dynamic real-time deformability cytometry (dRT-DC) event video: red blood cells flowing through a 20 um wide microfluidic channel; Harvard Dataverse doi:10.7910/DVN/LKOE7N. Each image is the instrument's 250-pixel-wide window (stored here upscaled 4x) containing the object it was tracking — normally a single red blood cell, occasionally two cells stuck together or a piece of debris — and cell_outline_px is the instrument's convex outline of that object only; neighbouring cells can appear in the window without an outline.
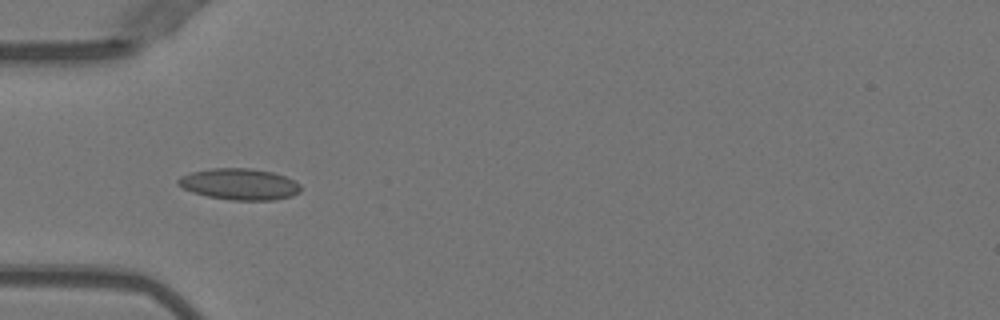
{"species": "Egyptian fruit bat (a non-hibernating species)", "species_latin": "Rousettus aegyptiacus", "temperature_condition": "warm", "stored_images_in_passage": 39, "camera_frame_rate_fps": 3000, "um_per_image_px": 0.085, "animal": {"sex": "female"}, "frame": {"image": 1, "passage_image": 5, "time_ms": 1.333, "image_size_px": [1000, 320], "cell_outline_px": [[300, 192], [292, 196], [272, 200], [232, 200], [208, 196], [192, 192], [176, 184], [176, 180], [180, 176], [192, 172], [212, 168], [248, 168], [272, 172], [284, 176], [300, 184]], "centroid_in_image_um": [20.33, 15.65], "position_along_channel_um": 64.7, "area_um2": 22.25}}
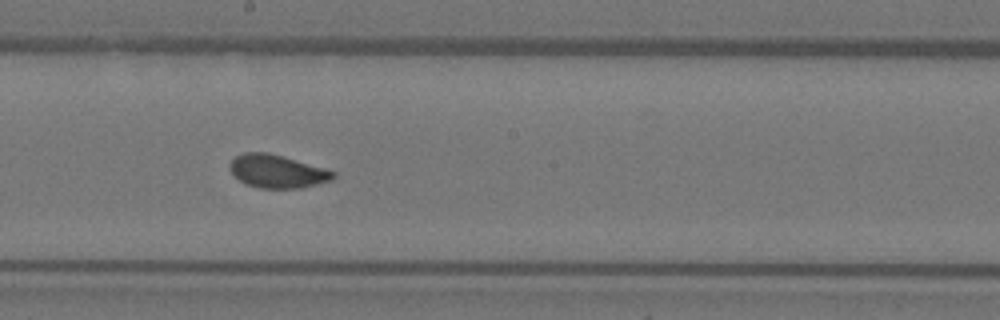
{"frame": {"image": 2, "passage_image": 17, "time_ms": 5.333, "image_size_px": [1000, 320], "cell_outline_px": [[336, 176], [332, 180], [300, 188], [260, 188], [244, 184], [228, 168], [228, 164], [236, 156], [244, 152], [268, 152], [284, 156], [324, 168], [336, 172]], "centroid_in_image_um": [23.55, 14.56], "position_along_channel_um": 224.6, "area_um2": 20.0}}
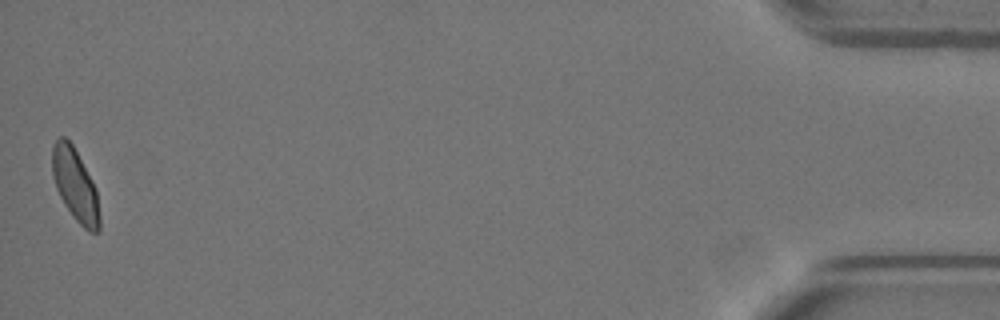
{"frame": {"image": 3, "passage_image": 39, "time_ms": 12.667, "image_size_px": [1000, 320], "cell_outline_px": [[100, 228], [96, 232], [88, 232], [72, 216], [64, 204], [56, 188], [52, 176], [52, 144], [60, 136], [64, 136], [72, 144], [96, 188], [100, 216]], "centroid_in_image_um": [6.38, 15.74], "position_along_channel_um": 428.8, "area_um2": 19.94}, "authors_computed_cell_mechanics": {"area_um2": 20.23, "velocity_mm_per_s": 4.017, "shape_relaxation_time_tau1_ms": 5.6631, "shape_relaxation_time_tau2_ms": null, "deformation_change_tau1": 0.1372, "deformation_change_tau2": null}}